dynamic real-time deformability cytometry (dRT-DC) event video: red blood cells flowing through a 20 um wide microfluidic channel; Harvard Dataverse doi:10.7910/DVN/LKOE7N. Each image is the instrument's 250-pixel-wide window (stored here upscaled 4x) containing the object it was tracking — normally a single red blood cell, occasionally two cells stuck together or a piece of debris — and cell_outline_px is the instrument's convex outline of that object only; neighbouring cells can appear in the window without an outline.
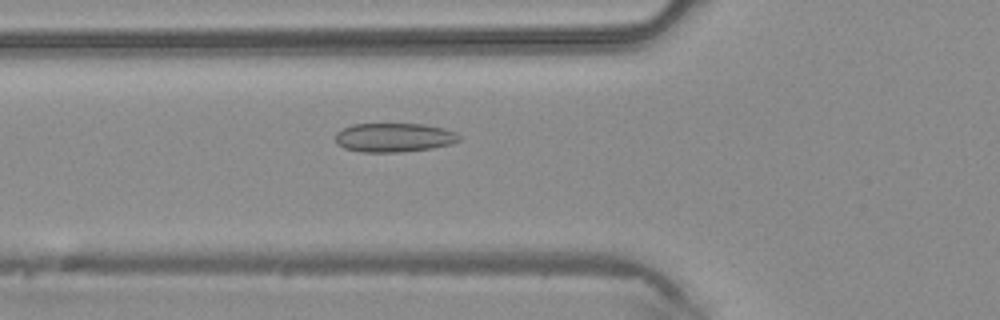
{"species": "common noctule bat (a hibernating species)", "species_latin": "Nyctalus noctula", "temperature_condition": "warm", "stored_images_in_passage": 36, "camera_frame_rate_fps": 3000, "um_per_image_px": 0.085, "animal": {"sex": "male", "body_mass_g": 20.4}, "frame": {"image": 1, "passage_image": 8, "time_ms": 2.333, "image_size_px": [1000, 320], "cell_outline_px": [[460, 140], [452, 144], [432, 148], [400, 152], [364, 152], [344, 148], [336, 144], [336, 132], [352, 124], [424, 124], [444, 128], [456, 132], [460, 136]], "centroid_in_image_um": [33.51, 11.69], "position_along_channel_um": 92.3, "area_um2": 20.98}}
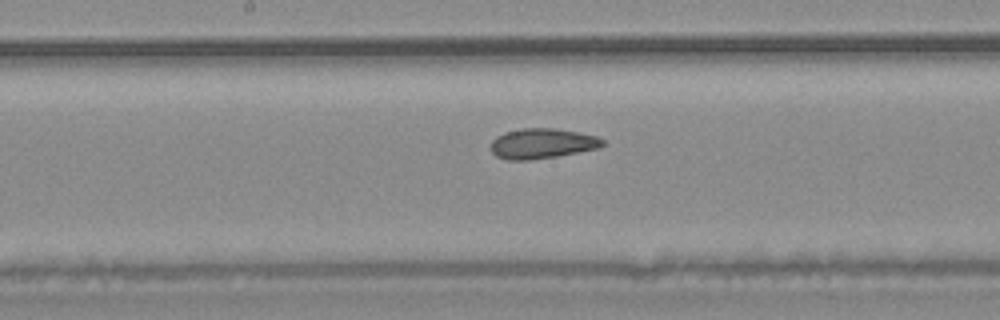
{"frame": {"image": 2, "passage_image": 15, "time_ms": 4.667, "image_size_px": [1000, 320], "cell_outline_px": [[604, 144], [600, 148], [556, 156], [528, 160], [508, 160], [496, 156], [492, 152], [492, 140], [496, 136], [504, 132], [524, 128], [552, 128], [576, 132], [596, 136], [604, 140]], "centroid_in_image_um": [46.07, 12.2], "position_along_channel_um": 202.1, "area_um2": 19.48}}
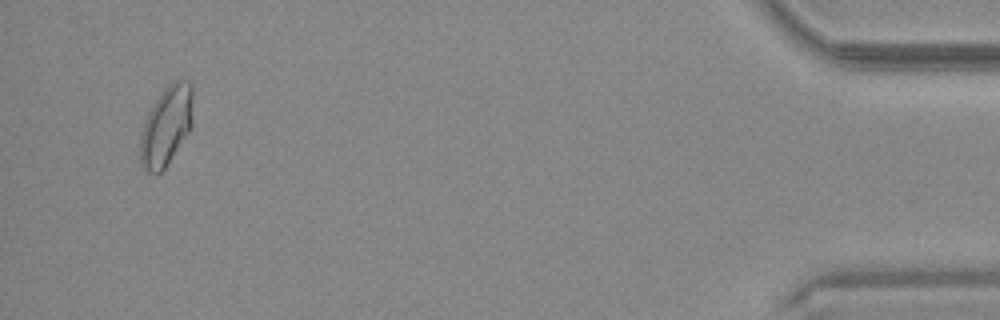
{"frame": {"image": 3, "passage_image": 34, "time_ms": 11.0, "image_size_px": [1000, 320], "cell_outline_px": [[192, 128], [164, 168], [160, 172], [148, 172], [140, 164], [140, 136], [148, 112], [164, 88], [172, 80], [188, 80], [192, 84]], "centroid_in_image_um": [14.15, 10.67], "position_along_channel_um": 421.1, "area_um2": 24.28}}